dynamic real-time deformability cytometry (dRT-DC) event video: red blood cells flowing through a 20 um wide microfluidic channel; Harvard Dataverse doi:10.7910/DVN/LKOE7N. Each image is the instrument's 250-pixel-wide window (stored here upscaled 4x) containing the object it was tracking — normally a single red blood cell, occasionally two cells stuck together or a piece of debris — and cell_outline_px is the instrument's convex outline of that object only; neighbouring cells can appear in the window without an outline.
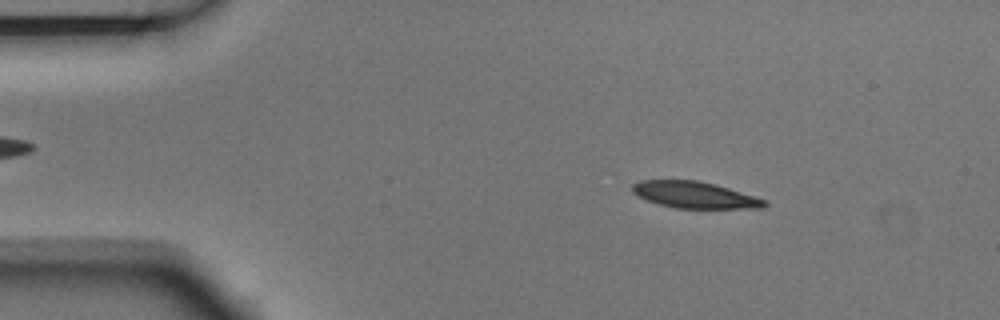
{"species": "Egyptian fruit bat (a non-hibernating species)", "species_latin": "Rousettus aegyptiacus", "temperature_condition": "room temperature", "stored_images_in_passage": 5, "segment_of_instrument_passage": [1, 2], "camera_frame_rate_fps": 3000, "um_per_image_px": 0.085, "animal": {"sex": "male"}, "frame": {"image": 1, "passage_image": 2, "time_ms": 0.333, "image_size_px": [1000, 320], "cell_outline_px": [[768, 204], [764, 208], [676, 208], [660, 204], [648, 200], [632, 192], [632, 184], [640, 180], [696, 180], [716, 184], [768, 200]], "centroid_in_image_um": [59.09, 16.56], "position_along_channel_um": 25.9, "area_um2": 20.4}}